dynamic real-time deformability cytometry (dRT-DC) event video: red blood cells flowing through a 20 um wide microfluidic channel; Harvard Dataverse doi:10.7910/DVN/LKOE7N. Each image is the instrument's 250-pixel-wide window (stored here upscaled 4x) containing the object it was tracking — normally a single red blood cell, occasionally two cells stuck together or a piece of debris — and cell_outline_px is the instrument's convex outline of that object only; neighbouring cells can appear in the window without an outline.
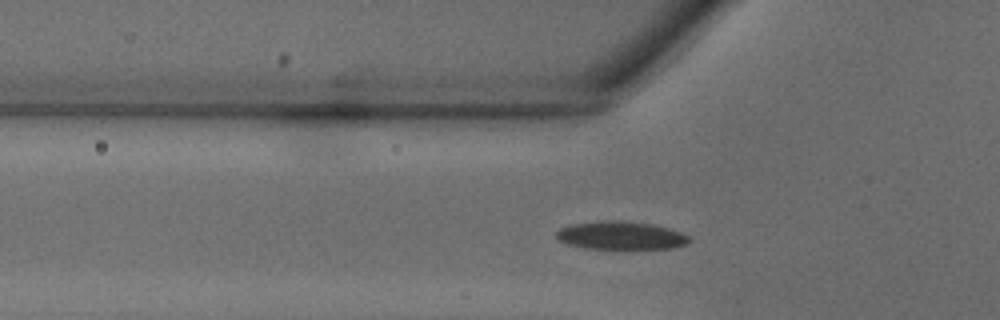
{"species": "common noctule bat (a hibernating species)", "species_latin": "Nyctalus noctula", "temperature_condition": "warm", "stored_images_in_passage": 30, "camera_frame_rate_fps": 3000, "um_per_image_px": 0.085, "animal": {"sex": "male", "body_mass_g": 18.8}, "frame": {"image": 1, "passage_image": 7, "time_ms": 2.0, "image_size_px": [1000, 320], "cell_outline_px": [[692, 240], [688, 244], [672, 248], [584, 248], [568, 244], [560, 240], [556, 236], [556, 232], [560, 228], [572, 224], [604, 220], [620, 220], [652, 224], [668, 228], [680, 232], [688, 236]], "centroid_in_image_um": [52.78, 20.01], "position_along_channel_um": 73.0, "area_um2": 21.62}}
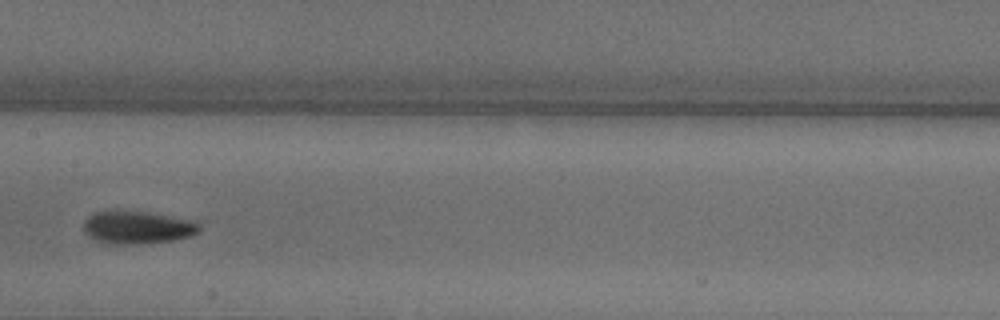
{"frame": {"image": 2, "passage_image": 14, "time_ms": 4.333, "image_size_px": [1000, 320], "cell_outline_px": [[200, 232], [192, 236], [172, 240], [140, 244], [108, 244], [96, 240], [88, 236], [84, 232], [84, 220], [92, 212], [120, 208], [148, 212], [192, 220], [200, 224]], "centroid_in_image_um": [11.64, 19.3], "position_along_channel_um": 195.8, "area_um2": 22.83}}
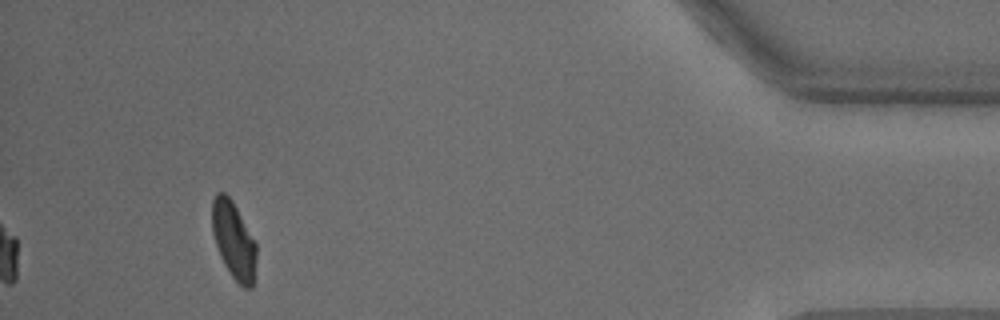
{"frame": {"image": 3, "passage_image": 30, "time_ms": 9.667, "image_size_px": [1000, 320], "cell_outline_px": [[256, 256], [252, 288], [244, 288], [232, 276], [224, 264], [220, 256], [212, 232], [212, 200], [216, 192], [224, 192], [232, 200], [256, 240]], "centroid_in_image_um": [19.86, 20.39], "position_along_channel_um": 415.3, "area_um2": 19.94}}